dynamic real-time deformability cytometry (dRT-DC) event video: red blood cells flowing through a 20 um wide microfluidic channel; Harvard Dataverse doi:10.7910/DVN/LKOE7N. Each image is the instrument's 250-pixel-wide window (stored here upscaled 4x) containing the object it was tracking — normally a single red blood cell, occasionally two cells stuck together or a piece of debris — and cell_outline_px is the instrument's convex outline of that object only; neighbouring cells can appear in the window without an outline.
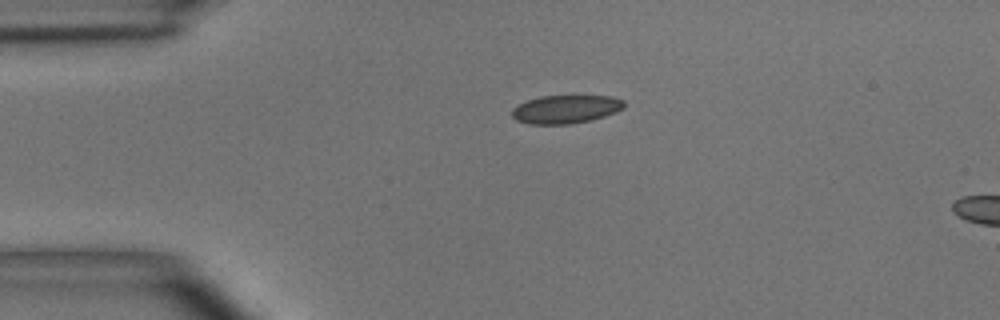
{"species": "common noctule bat (a hibernating species)", "species_latin": "Nyctalus noctula", "temperature_condition": "room temperature", "stored_images_in_passage": 2, "camera_frame_rate_fps": 3000, "um_per_image_px": 0.085, "animal": {"sex": "male", "body_mass_g": 15.6}, "frame": {"image": 1, "passage_image": 2, "time_ms": 2.333, "image_size_px": [1000, 320], "cell_outline_px": [[624, 108], [616, 112], [604, 116], [588, 120], [568, 124], [528, 124], [516, 120], [512, 116], [512, 108], [528, 100], [540, 96], [612, 96], [624, 100]], "centroid_in_image_um": [48.08, 9.28], "position_along_channel_um": 36.9, "area_um2": 18.38}}